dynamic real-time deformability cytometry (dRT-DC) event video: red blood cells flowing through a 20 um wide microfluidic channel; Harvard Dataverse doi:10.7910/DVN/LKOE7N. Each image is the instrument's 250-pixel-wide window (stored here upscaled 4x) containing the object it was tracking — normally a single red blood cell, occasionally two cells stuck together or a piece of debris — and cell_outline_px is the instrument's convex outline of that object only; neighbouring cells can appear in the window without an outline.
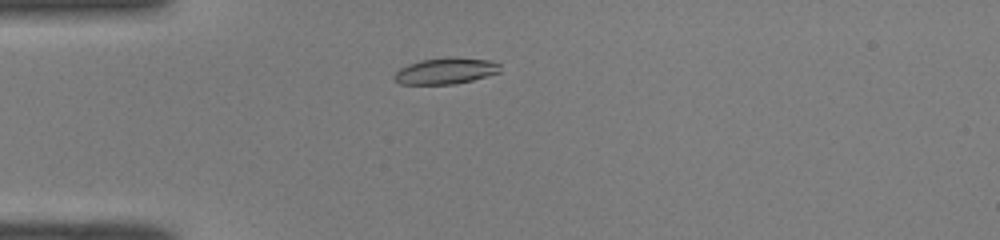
{"species": "common noctule bat (a hibernating species)", "species_latin": "Nyctalus noctula", "temperature_condition": "room temperature", "stored_images_in_passage": 43, "camera_frame_rate_fps": 3000, "um_per_image_px": 0.085, "animal": {"sex": "male", "body_mass_g": 19.0, "forearm_length_mm": 50.8}, "frame": {"image": 1, "passage_image": 7, "time_ms": 2.0, "image_size_px": [1000, 240], "cell_outline_px": [[500, 72], [472, 80], [452, 84], [400, 84], [392, 76], [400, 68], [408, 64], [420, 60], [492, 60], [500, 64]], "centroid_in_image_um": [37.84, 6.08], "position_along_channel_um": 47.2, "area_um2": 15.26}}
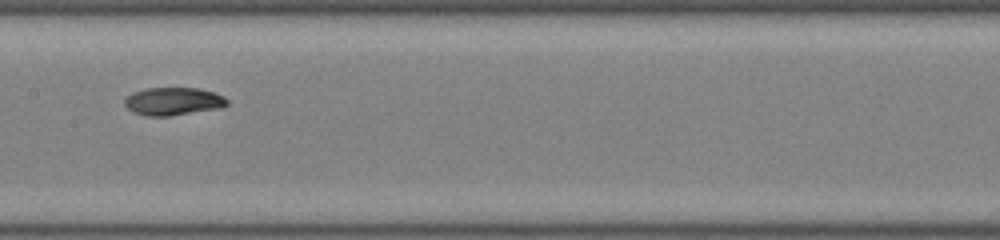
{"frame": {"image": 2, "passage_image": 19, "time_ms": 6.0, "image_size_px": [1000, 240], "cell_outline_px": [[228, 104], [220, 108], [168, 116], [144, 116], [132, 112], [124, 104], [124, 100], [132, 92], [144, 88], [200, 88], [216, 92], [224, 96], [228, 100]], "centroid_in_image_um": [14.72, 8.6], "position_along_channel_um": 192.7, "area_um2": 16.82}}
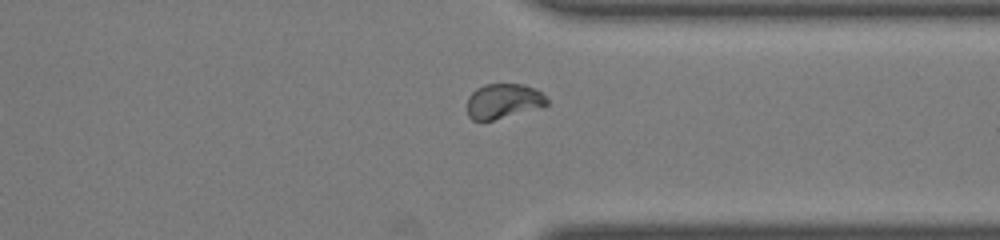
{"frame": {"image": 3, "passage_image": 32, "time_ms": 10.333, "image_size_px": [1000, 240], "cell_outline_px": [[548, 104], [544, 108], [492, 120], [472, 120], [468, 116], [468, 96], [476, 88], [484, 84], [524, 84], [536, 88], [548, 100]], "centroid_in_image_um": [42.82, 8.59], "position_along_channel_um": 368.6, "area_um2": 16.47}, "authors_computed_cell_mechanics": {"area_um2": 16.6464, "velocity_mm_per_s": 4.0551, "shape_relaxation_time_tau1_ms": 4.0789, "shape_relaxation_time_tau2_ms": 7.1619, "deformation_change_tau1": 0.1568, "deformation_change_tau2": 0.0877}}